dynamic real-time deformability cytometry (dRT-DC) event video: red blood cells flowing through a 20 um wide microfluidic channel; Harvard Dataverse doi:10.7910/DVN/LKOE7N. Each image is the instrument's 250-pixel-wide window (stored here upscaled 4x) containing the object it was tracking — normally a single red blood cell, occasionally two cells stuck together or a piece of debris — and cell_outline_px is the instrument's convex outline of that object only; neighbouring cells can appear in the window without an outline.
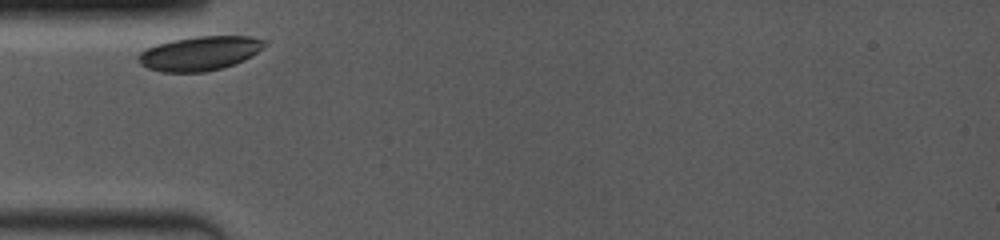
{"species": "common noctule bat (a hibernating species)", "species_latin": "Nyctalus noctula", "temperature_condition": "room temperature", "stored_images_in_passage": 5, "camera_frame_rate_fps": 4000, "um_per_image_px": 0.085, "animal": {"sex": "female", "body_mass_g": 19.0, "forearm_length_mm": 53.3}, "frame": {"image": 1, "passage_image": 1, "time_ms": 0.0, "image_size_px": [1000, 240], "cell_outline_px": [[268, 44], [264, 48], [244, 60], [224, 68], [204, 72], [160, 72], [148, 68], [140, 64], [136, 60], [136, 56], [140, 52], [156, 44], [172, 40], [196, 36], [252, 36], [268, 40]], "centroid_in_image_um": [17.0, 4.53], "position_along_channel_um": 68.0, "area_um2": 25.55}}
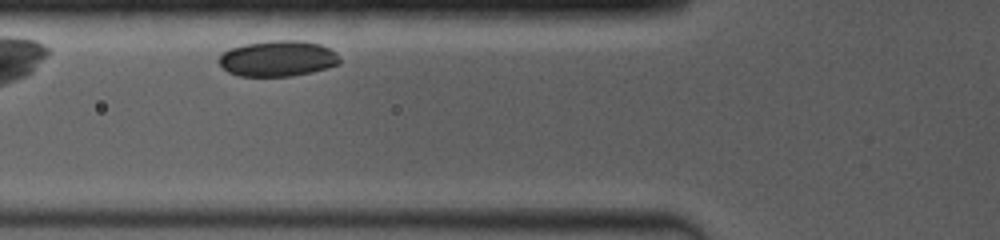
{"frame": {"image": 2, "passage_image": 3, "time_ms": 1.0, "image_size_px": [1000, 240], "cell_outline_px": [[340, 64], [328, 68], [312, 72], [292, 76], [240, 76], [228, 72], [220, 64], [220, 56], [224, 52], [232, 48], [244, 44], [272, 40], [300, 40], [320, 44], [336, 52], [340, 60]], "centroid_in_image_um": [23.65, 4.97], "position_along_channel_um": 102.1, "area_um2": 25.14}}
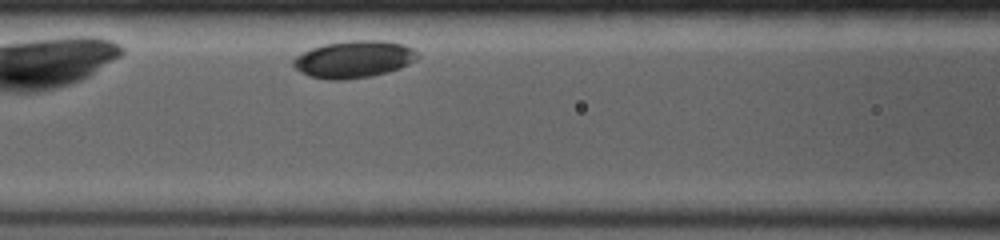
{"frame": {"image": 3, "passage_image": 5, "time_ms": 2.0, "image_size_px": [1000, 240], "cell_outline_px": [[420, 56], [416, 60], [400, 68], [388, 72], [372, 76], [344, 80], [328, 80], [308, 76], [300, 72], [292, 64], [292, 60], [296, 56], [312, 48], [324, 44], [348, 40], [384, 40], [404, 44], [412, 48]], "centroid_in_image_um": [30.08, 5.04], "position_along_channel_um": 136.5, "area_um2": 27.11}}